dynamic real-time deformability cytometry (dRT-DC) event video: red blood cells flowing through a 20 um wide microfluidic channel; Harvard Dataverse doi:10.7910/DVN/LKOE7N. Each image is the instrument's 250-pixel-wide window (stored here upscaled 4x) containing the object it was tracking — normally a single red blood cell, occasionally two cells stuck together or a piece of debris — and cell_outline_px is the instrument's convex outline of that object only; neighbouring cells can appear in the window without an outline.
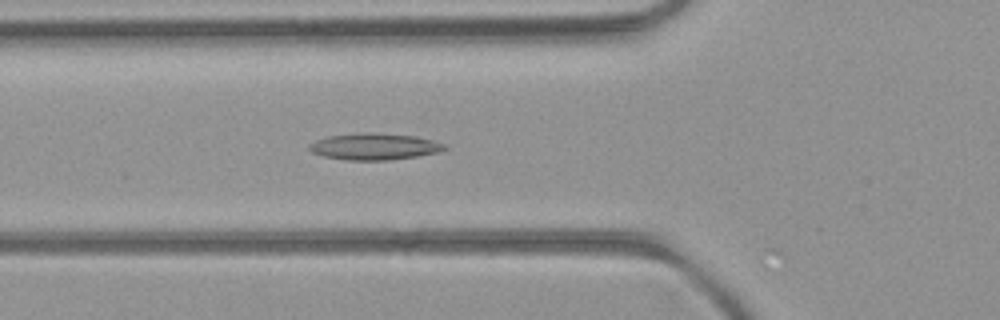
{"species": "common noctule bat (a hibernating species)", "species_latin": "Nyctalus noctula", "temperature_condition": "room temperature", "stored_images_in_passage": 46, "camera_frame_rate_fps": 3000, "um_per_image_px": 0.085, "animal": {"sex": "female", "body_mass_g": 21.9}, "frame": {"image": 1, "passage_image": 14, "time_ms": 4.333, "image_size_px": [1000, 320], "cell_outline_px": [[448, 148], [436, 152], [416, 156], [388, 160], [348, 160], [324, 156], [312, 152], [308, 148], [308, 144], [316, 140], [328, 136], [360, 132], [372, 132], [416, 136], [432, 140], [444, 144]], "centroid_in_image_um": [31.79, 12.44], "position_along_channel_um": 94.0, "area_um2": 20.87}}
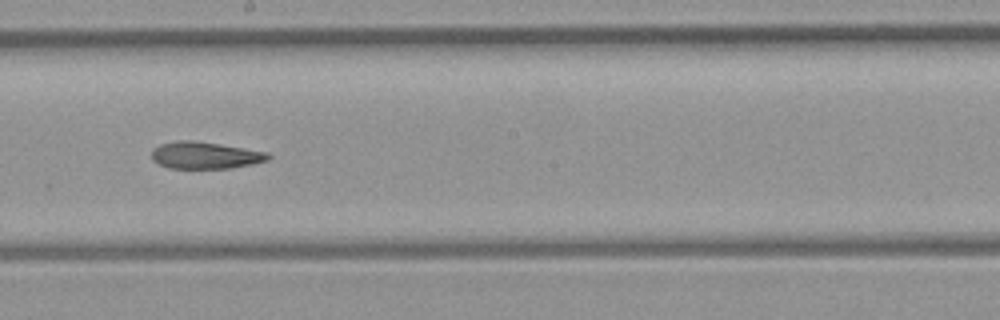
{"frame": {"image": 2, "passage_image": 24, "time_ms": 7.667, "image_size_px": [1000, 320], "cell_outline_px": [[272, 156], [268, 160], [252, 164], [228, 168], [168, 168], [152, 160], [152, 148], [160, 144], [176, 140], [192, 140], [220, 144], [268, 152]], "centroid_in_image_um": [17.42, 13.19], "position_along_channel_um": 230.8, "area_um2": 18.32}}
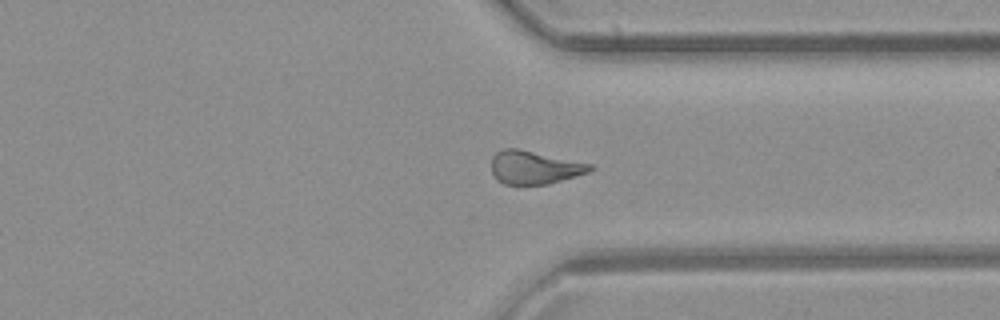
{"frame": {"image": 3, "passage_image": 34, "time_ms": 11.0, "image_size_px": [1000, 320], "cell_outline_px": [[596, 168], [588, 172], [548, 184], [504, 184], [496, 180], [492, 172], [492, 156], [496, 152], [504, 148], [516, 148], [592, 164]], "centroid_in_image_um": [45.4, 14.23], "position_along_channel_um": 366.0, "area_um2": 18.96}, "authors_computed_cell_mechanics": {"area_um2": 19.4497, "velocity_mm_per_s": 4.08, "shape_relaxation_time_tau1_ms": null, "shape_relaxation_time_tau2_ms": 5.9732, "deformation_change_tau1": null, "deformation_change_tau2": 0.1588}}